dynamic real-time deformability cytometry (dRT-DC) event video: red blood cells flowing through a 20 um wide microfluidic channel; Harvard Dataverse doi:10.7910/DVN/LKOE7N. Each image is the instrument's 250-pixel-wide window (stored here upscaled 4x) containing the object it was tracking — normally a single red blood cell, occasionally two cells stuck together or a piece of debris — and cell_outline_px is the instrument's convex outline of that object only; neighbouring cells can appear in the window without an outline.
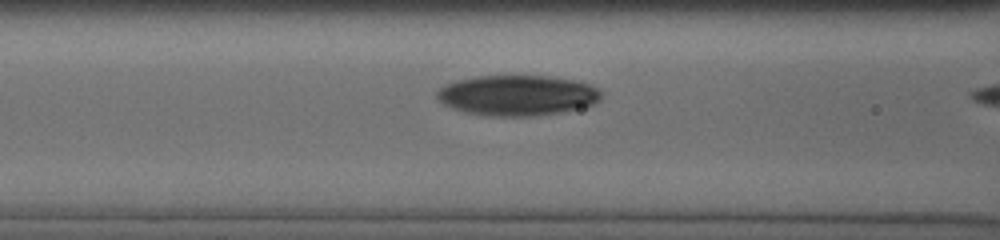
{"species": "human", "species_latin": "Homo sapiens", "temperature_condition": "cold", "stored_images_in_passage": 8, "camera_frame_rate_fps": 3000, "um_per_image_px": 0.085, "donor": {"sex": "male"}, "frame": {"image": 1, "passage_image": 7, "time_ms": 3.667, "image_size_px": [1000, 240], "cell_outline_px": [[600, 100], [592, 104], [560, 112], [532, 116], [484, 116], [464, 112], [452, 108], [444, 104], [436, 96], [436, 92], [444, 84], [456, 80], [476, 76], [544, 76], [572, 80], [588, 84], [596, 88], [600, 92]], "centroid_in_image_um": [43.89, 8.11], "position_along_channel_um": 122.7, "area_um2": 38.44}}